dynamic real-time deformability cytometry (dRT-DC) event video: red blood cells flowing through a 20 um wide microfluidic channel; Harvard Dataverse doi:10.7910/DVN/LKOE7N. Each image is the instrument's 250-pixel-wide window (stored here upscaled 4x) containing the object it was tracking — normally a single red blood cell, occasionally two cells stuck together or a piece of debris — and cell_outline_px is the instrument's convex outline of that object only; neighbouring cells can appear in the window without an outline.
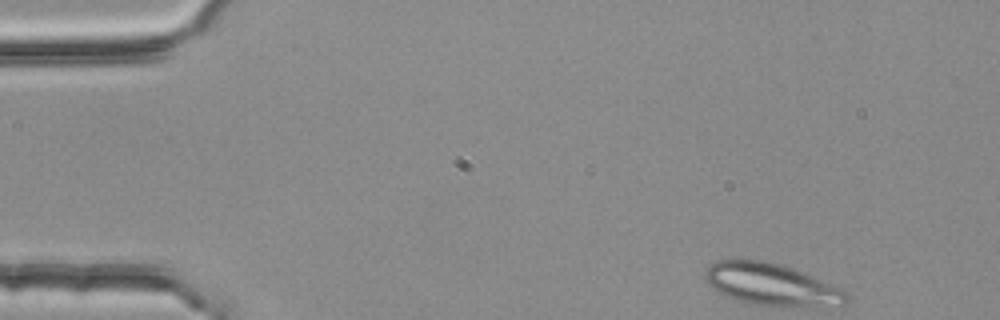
{"species": "common noctule bat (a hibernating species)", "species_latin": "Nyctalus noctula", "temperature_condition": "room temperature", "stored_images_in_passage": 3, "camera_frame_rate_fps": 3000, "um_per_image_px": 0.085, "animal": {"sex": "female", "body_mass_g": 25.1}, "frame": {"image": 1, "passage_image": 1, "time_ms": 0.0, "image_size_px": [1000, 320], "cell_outline_px": [[852, 296], [844, 304], [748, 304], [724, 296], [712, 288], [704, 280], [704, 268], [716, 260], [764, 260], [780, 264], [792, 268], [844, 288]], "centroid_in_image_um": [65.5, 24.13], "position_along_channel_um": 19.5, "area_um2": 34.22}}